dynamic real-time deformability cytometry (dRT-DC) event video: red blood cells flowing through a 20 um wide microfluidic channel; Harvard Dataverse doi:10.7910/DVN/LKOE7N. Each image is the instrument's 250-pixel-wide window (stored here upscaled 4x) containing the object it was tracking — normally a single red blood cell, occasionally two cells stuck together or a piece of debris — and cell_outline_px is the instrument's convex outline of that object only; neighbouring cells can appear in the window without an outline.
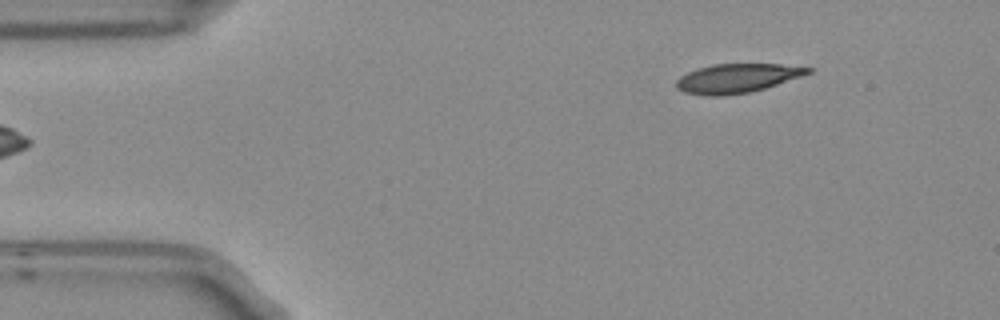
{"species": "Egyptian fruit bat (a non-hibernating species)", "species_latin": "Rousettus aegyptiacus", "temperature_condition": "room temperature", "stored_images_in_passage": 5, "camera_frame_rate_fps": 3000, "um_per_image_px": 0.085, "frame": {"image": 1, "passage_image": 5, "time_ms": 1.333, "image_size_px": [1000, 320], "cell_outline_px": [[812, 72], [764, 88], [748, 92], [720, 96], [704, 96], [684, 92], [676, 88], [676, 80], [680, 76], [696, 68], [712, 64], [780, 64], [812, 68]], "centroid_in_image_um": [62.58, 6.65], "position_along_channel_um": 22.4, "area_um2": 22.14}}